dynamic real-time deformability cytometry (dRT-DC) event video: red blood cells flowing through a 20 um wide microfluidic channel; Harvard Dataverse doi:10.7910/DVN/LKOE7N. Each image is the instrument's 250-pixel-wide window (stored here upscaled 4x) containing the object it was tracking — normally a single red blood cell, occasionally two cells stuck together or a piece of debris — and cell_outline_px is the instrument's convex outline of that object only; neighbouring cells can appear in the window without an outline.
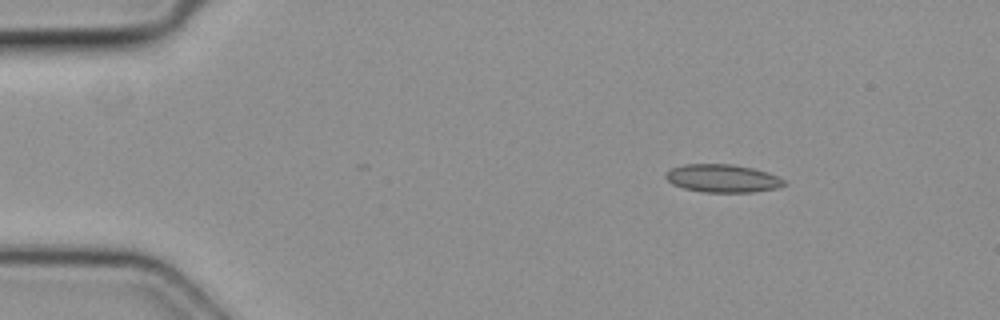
{"species": "common noctule bat (a hibernating species)", "species_latin": "Nyctalus noctula", "temperature_condition": "cold", "stored_images_in_passage": 3, "camera_frame_rate_fps": 3000, "um_per_image_px": 0.085, "animal": {"sex": "female", "body_mass_g": 19.3, "forearm_length_mm": 54.1}, "frame": {"image": 1, "passage_image": 1, "time_ms": 0.0, "image_size_px": [1000, 320], "cell_outline_px": [[788, 184], [780, 188], [752, 192], [704, 192], [684, 188], [672, 184], [664, 176], [664, 172], [672, 168], [684, 164], [732, 164], [752, 168], [768, 172], [784, 180]], "centroid_in_image_um": [61.43, 15.16], "position_along_channel_um": 23.6, "area_um2": 19.42}}